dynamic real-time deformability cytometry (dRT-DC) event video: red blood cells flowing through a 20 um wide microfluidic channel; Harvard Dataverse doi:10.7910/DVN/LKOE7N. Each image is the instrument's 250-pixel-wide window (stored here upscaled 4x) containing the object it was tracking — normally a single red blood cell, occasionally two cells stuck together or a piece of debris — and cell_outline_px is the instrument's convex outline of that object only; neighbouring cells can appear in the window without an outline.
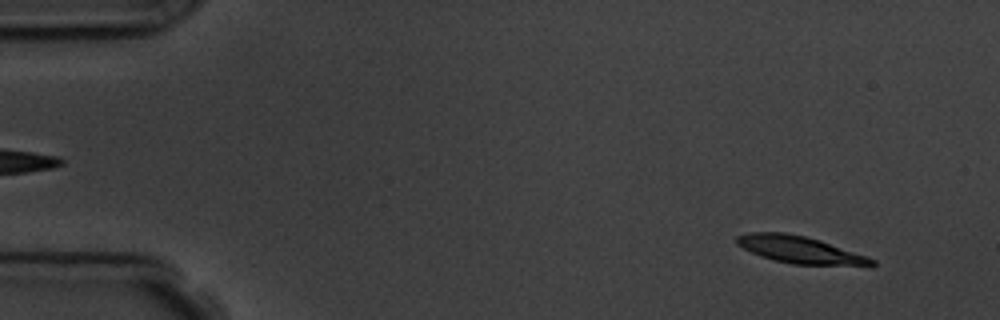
{"species": "common noctule bat (a hibernating species)", "species_latin": "Nyctalus noctula", "temperature_condition": "room temperature", "stored_images_in_passage": 4, "camera_frame_rate_fps": 3000, "um_per_image_px": 0.085, "animal": {"sex": "male", "body_mass_g": 19.5, "forearm_length_mm": 54.6}, "frame": {"image": 1, "passage_image": 1, "time_ms": 0.0, "image_size_px": [1000, 320], "cell_outline_px": [[876, 264], [872, 268], [792, 264], [760, 256], [736, 244], [736, 236], [748, 232], [784, 232], [804, 236], [820, 240], [868, 256], [876, 260]], "centroid_in_image_um": [68.14, 21.27], "position_along_channel_um": 16.9, "area_um2": 22.02}}
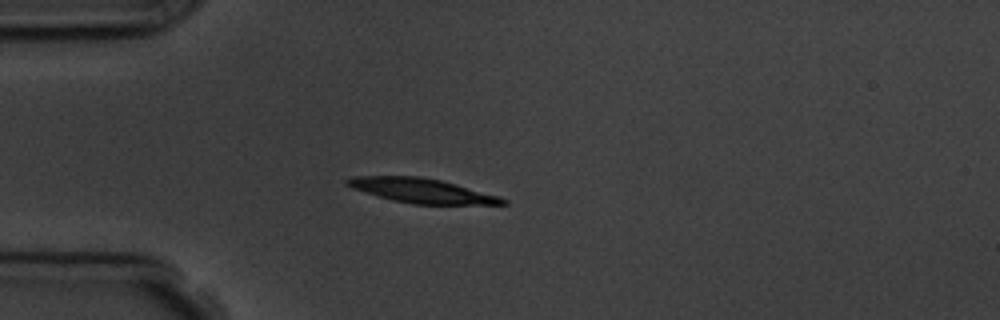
{"frame": {"image": 2, "passage_image": 4, "time_ms": 3.333, "image_size_px": [1000, 320], "cell_outline_px": [[508, 204], [412, 204], [392, 200], [352, 188], [344, 184], [344, 180], [356, 176], [420, 176], [440, 180], [456, 184], [500, 196], [508, 200]], "centroid_in_image_um": [35.85, 16.2], "position_along_channel_um": 49.1, "area_um2": 22.08}}